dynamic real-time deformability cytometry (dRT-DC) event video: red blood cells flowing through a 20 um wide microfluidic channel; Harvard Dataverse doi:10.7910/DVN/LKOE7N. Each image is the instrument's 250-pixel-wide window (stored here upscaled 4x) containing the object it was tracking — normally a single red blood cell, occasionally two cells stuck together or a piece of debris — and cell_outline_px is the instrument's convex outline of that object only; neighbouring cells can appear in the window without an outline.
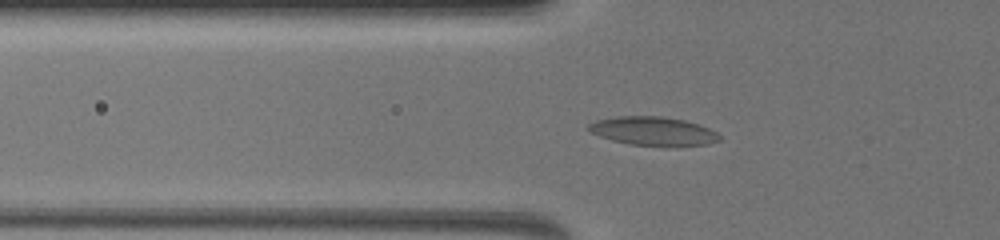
{"species": "common noctule bat (a hibernating species)", "species_latin": "Nyctalus noctula", "temperature_condition": "warm", "stored_images_in_passage": 44, "camera_frame_rate_fps": 3000, "um_per_image_px": 0.085, "animal": {"sex": "female", "body_mass_g": 19.5, "forearm_length_mm": 54.1}, "frame": {"image": 1, "passage_image": 17, "time_ms": 6.333, "image_size_px": [1000, 240], "cell_outline_px": [[720, 140], [708, 144], [628, 144], [612, 140], [600, 136], [592, 132], [588, 128], [588, 124], [596, 120], [616, 116], [660, 116], [684, 120], [700, 124], [716, 132], [720, 136]], "centroid_in_image_um": [55.49, 11.11], "position_along_channel_um": 70.3, "area_um2": 21.21}}
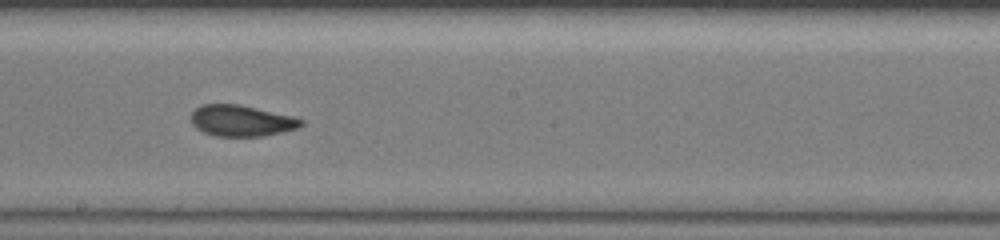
{"frame": {"image": 2, "passage_image": 29, "time_ms": 10.333, "image_size_px": [1000, 240], "cell_outline_px": [[304, 124], [300, 128], [264, 136], [216, 136], [204, 132], [196, 128], [192, 124], [192, 112], [200, 104], [236, 104], [292, 116], [304, 120]], "centroid_in_image_um": [20.53, 10.27], "position_along_channel_um": 227.7, "area_um2": 19.88}}
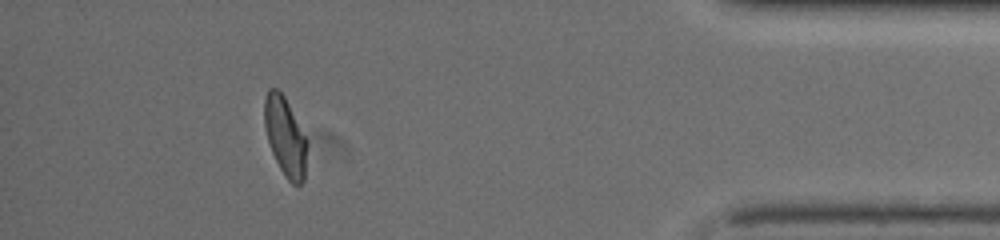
{"frame": {"image": 3, "passage_image": 40, "time_ms": 16.0, "image_size_px": [1000, 240], "cell_outline_px": [[308, 144], [304, 180], [300, 184], [292, 184], [284, 176], [272, 152], [268, 140], [264, 124], [264, 100], [268, 88], [276, 88], [284, 96], [308, 140]], "centroid_in_image_um": [24.25, 11.61], "position_along_channel_um": 410.9, "area_um2": 19.65}, "authors_computed_cell_mechanics": {"area_um2": 20.4612, "velocity_mm_per_s": 3.9913, "shape_relaxation_time_tau1_ms": 5.8613, "shape_relaxation_time_tau2_ms": 1.3514, "deformation_change_tau1": 0.2127, "deformation_change_tau2": 0.0763}}